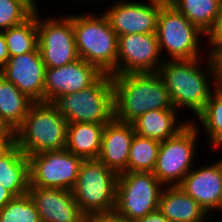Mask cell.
<instances>
[{
    "label": "cell",
    "instance_id": "6da1fadb",
    "mask_svg": "<svg viewBox=\"0 0 222 222\" xmlns=\"http://www.w3.org/2000/svg\"><path fill=\"white\" fill-rule=\"evenodd\" d=\"M202 58L164 60L157 72L173 107L177 111L187 109L194 115L190 122L204 110L210 95L217 88L211 56L205 55V60ZM202 61H206L204 65H201Z\"/></svg>",
    "mask_w": 222,
    "mask_h": 222
},
{
    "label": "cell",
    "instance_id": "7a4b0ae2",
    "mask_svg": "<svg viewBox=\"0 0 222 222\" xmlns=\"http://www.w3.org/2000/svg\"><path fill=\"white\" fill-rule=\"evenodd\" d=\"M114 119L131 123L153 110H176L157 72L112 76Z\"/></svg>",
    "mask_w": 222,
    "mask_h": 222
},
{
    "label": "cell",
    "instance_id": "3957f363",
    "mask_svg": "<svg viewBox=\"0 0 222 222\" xmlns=\"http://www.w3.org/2000/svg\"><path fill=\"white\" fill-rule=\"evenodd\" d=\"M88 13L72 15L79 58L93 64L102 73L117 76L118 36L103 12Z\"/></svg>",
    "mask_w": 222,
    "mask_h": 222
},
{
    "label": "cell",
    "instance_id": "277c9868",
    "mask_svg": "<svg viewBox=\"0 0 222 222\" xmlns=\"http://www.w3.org/2000/svg\"><path fill=\"white\" fill-rule=\"evenodd\" d=\"M67 124L50 102H34L14 131V143L27 157L65 149Z\"/></svg>",
    "mask_w": 222,
    "mask_h": 222
},
{
    "label": "cell",
    "instance_id": "5b68a950",
    "mask_svg": "<svg viewBox=\"0 0 222 222\" xmlns=\"http://www.w3.org/2000/svg\"><path fill=\"white\" fill-rule=\"evenodd\" d=\"M112 76L103 73L91 86L81 91L60 95L51 104L68 124H106L114 119Z\"/></svg>",
    "mask_w": 222,
    "mask_h": 222
},
{
    "label": "cell",
    "instance_id": "8992f818",
    "mask_svg": "<svg viewBox=\"0 0 222 222\" xmlns=\"http://www.w3.org/2000/svg\"><path fill=\"white\" fill-rule=\"evenodd\" d=\"M156 36L161 55L164 51L167 54L164 60H190L208 55L204 48L207 44L202 45L206 35L168 1L159 11Z\"/></svg>",
    "mask_w": 222,
    "mask_h": 222
},
{
    "label": "cell",
    "instance_id": "52a82bcc",
    "mask_svg": "<svg viewBox=\"0 0 222 222\" xmlns=\"http://www.w3.org/2000/svg\"><path fill=\"white\" fill-rule=\"evenodd\" d=\"M117 178L118 174L98 159L82 161L72 194L87 218L115 210Z\"/></svg>",
    "mask_w": 222,
    "mask_h": 222
},
{
    "label": "cell",
    "instance_id": "ba28073f",
    "mask_svg": "<svg viewBox=\"0 0 222 222\" xmlns=\"http://www.w3.org/2000/svg\"><path fill=\"white\" fill-rule=\"evenodd\" d=\"M201 126L191 121L176 136L161 142L154 175L163 186H178L195 163ZM201 133V135H200Z\"/></svg>",
    "mask_w": 222,
    "mask_h": 222
},
{
    "label": "cell",
    "instance_id": "9c48e42d",
    "mask_svg": "<svg viewBox=\"0 0 222 222\" xmlns=\"http://www.w3.org/2000/svg\"><path fill=\"white\" fill-rule=\"evenodd\" d=\"M163 187L153 172H122L117 178L115 211L137 222L158 210Z\"/></svg>",
    "mask_w": 222,
    "mask_h": 222
},
{
    "label": "cell",
    "instance_id": "30bf717a",
    "mask_svg": "<svg viewBox=\"0 0 222 222\" xmlns=\"http://www.w3.org/2000/svg\"><path fill=\"white\" fill-rule=\"evenodd\" d=\"M39 13L37 9L38 49L46 68L62 67L79 59L72 14L43 18Z\"/></svg>",
    "mask_w": 222,
    "mask_h": 222
},
{
    "label": "cell",
    "instance_id": "8fae6325",
    "mask_svg": "<svg viewBox=\"0 0 222 222\" xmlns=\"http://www.w3.org/2000/svg\"><path fill=\"white\" fill-rule=\"evenodd\" d=\"M30 185L72 190L83 159L62 150L44 151L28 156Z\"/></svg>",
    "mask_w": 222,
    "mask_h": 222
},
{
    "label": "cell",
    "instance_id": "7c38bea8",
    "mask_svg": "<svg viewBox=\"0 0 222 222\" xmlns=\"http://www.w3.org/2000/svg\"><path fill=\"white\" fill-rule=\"evenodd\" d=\"M156 33H132L118 37L117 76L155 73L164 62Z\"/></svg>",
    "mask_w": 222,
    "mask_h": 222
},
{
    "label": "cell",
    "instance_id": "4fadbf2b",
    "mask_svg": "<svg viewBox=\"0 0 222 222\" xmlns=\"http://www.w3.org/2000/svg\"><path fill=\"white\" fill-rule=\"evenodd\" d=\"M104 14L117 36L156 33L157 18L167 0H113Z\"/></svg>",
    "mask_w": 222,
    "mask_h": 222
},
{
    "label": "cell",
    "instance_id": "5bb4252c",
    "mask_svg": "<svg viewBox=\"0 0 222 222\" xmlns=\"http://www.w3.org/2000/svg\"><path fill=\"white\" fill-rule=\"evenodd\" d=\"M206 165L194 166L178 185L199 203L211 216L222 211V159Z\"/></svg>",
    "mask_w": 222,
    "mask_h": 222
},
{
    "label": "cell",
    "instance_id": "9a60e30c",
    "mask_svg": "<svg viewBox=\"0 0 222 222\" xmlns=\"http://www.w3.org/2000/svg\"><path fill=\"white\" fill-rule=\"evenodd\" d=\"M103 73L93 64L79 58L62 67L46 68L44 102L60 95L75 93L91 86Z\"/></svg>",
    "mask_w": 222,
    "mask_h": 222
},
{
    "label": "cell",
    "instance_id": "2e32d148",
    "mask_svg": "<svg viewBox=\"0 0 222 222\" xmlns=\"http://www.w3.org/2000/svg\"><path fill=\"white\" fill-rule=\"evenodd\" d=\"M45 70L39 49L10 57L0 75L34 102H44Z\"/></svg>",
    "mask_w": 222,
    "mask_h": 222
},
{
    "label": "cell",
    "instance_id": "e0dca14e",
    "mask_svg": "<svg viewBox=\"0 0 222 222\" xmlns=\"http://www.w3.org/2000/svg\"><path fill=\"white\" fill-rule=\"evenodd\" d=\"M28 194L35 203L41 222H87L72 190L29 186Z\"/></svg>",
    "mask_w": 222,
    "mask_h": 222
},
{
    "label": "cell",
    "instance_id": "ac0fdd59",
    "mask_svg": "<svg viewBox=\"0 0 222 222\" xmlns=\"http://www.w3.org/2000/svg\"><path fill=\"white\" fill-rule=\"evenodd\" d=\"M134 133L131 123L121 122L117 119L106 123L98 160L117 174L127 172L130 146Z\"/></svg>",
    "mask_w": 222,
    "mask_h": 222
},
{
    "label": "cell",
    "instance_id": "d6986e66",
    "mask_svg": "<svg viewBox=\"0 0 222 222\" xmlns=\"http://www.w3.org/2000/svg\"><path fill=\"white\" fill-rule=\"evenodd\" d=\"M159 211L170 222H210L208 212L179 186H164Z\"/></svg>",
    "mask_w": 222,
    "mask_h": 222
},
{
    "label": "cell",
    "instance_id": "ffe728a7",
    "mask_svg": "<svg viewBox=\"0 0 222 222\" xmlns=\"http://www.w3.org/2000/svg\"><path fill=\"white\" fill-rule=\"evenodd\" d=\"M0 185L14 196L24 195L29 190V160L14 142L0 152Z\"/></svg>",
    "mask_w": 222,
    "mask_h": 222
},
{
    "label": "cell",
    "instance_id": "44dd1931",
    "mask_svg": "<svg viewBox=\"0 0 222 222\" xmlns=\"http://www.w3.org/2000/svg\"><path fill=\"white\" fill-rule=\"evenodd\" d=\"M177 110H153L140 115L131 122L137 135L164 141L176 136L190 121H182ZM180 121H179V120Z\"/></svg>",
    "mask_w": 222,
    "mask_h": 222
},
{
    "label": "cell",
    "instance_id": "7402d4cb",
    "mask_svg": "<svg viewBox=\"0 0 222 222\" xmlns=\"http://www.w3.org/2000/svg\"><path fill=\"white\" fill-rule=\"evenodd\" d=\"M105 124H67L65 149L83 160L98 159Z\"/></svg>",
    "mask_w": 222,
    "mask_h": 222
},
{
    "label": "cell",
    "instance_id": "603a6c76",
    "mask_svg": "<svg viewBox=\"0 0 222 222\" xmlns=\"http://www.w3.org/2000/svg\"><path fill=\"white\" fill-rule=\"evenodd\" d=\"M34 103L26 94L0 75V118L14 132Z\"/></svg>",
    "mask_w": 222,
    "mask_h": 222
},
{
    "label": "cell",
    "instance_id": "cb8c5ba5",
    "mask_svg": "<svg viewBox=\"0 0 222 222\" xmlns=\"http://www.w3.org/2000/svg\"><path fill=\"white\" fill-rule=\"evenodd\" d=\"M205 35L220 12L222 0H167Z\"/></svg>",
    "mask_w": 222,
    "mask_h": 222
},
{
    "label": "cell",
    "instance_id": "d4e9b609",
    "mask_svg": "<svg viewBox=\"0 0 222 222\" xmlns=\"http://www.w3.org/2000/svg\"><path fill=\"white\" fill-rule=\"evenodd\" d=\"M193 123L196 126H202L204 137H206L208 145L213 151L222 148V88L217 87L212 92L204 110L195 118Z\"/></svg>",
    "mask_w": 222,
    "mask_h": 222
},
{
    "label": "cell",
    "instance_id": "484cf974",
    "mask_svg": "<svg viewBox=\"0 0 222 222\" xmlns=\"http://www.w3.org/2000/svg\"><path fill=\"white\" fill-rule=\"evenodd\" d=\"M3 33L9 57L35 51L38 48L37 10L29 19Z\"/></svg>",
    "mask_w": 222,
    "mask_h": 222
},
{
    "label": "cell",
    "instance_id": "4316f807",
    "mask_svg": "<svg viewBox=\"0 0 222 222\" xmlns=\"http://www.w3.org/2000/svg\"><path fill=\"white\" fill-rule=\"evenodd\" d=\"M161 142L134 133L127 171L153 172L159 153Z\"/></svg>",
    "mask_w": 222,
    "mask_h": 222
},
{
    "label": "cell",
    "instance_id": "83f0119b",
    "mask_svg": "<svg viewBox=\"0 0 222 222\" xmlns=\"http://www.w3.org/2000/svg\"><path fill=\"white\" fill-rule=\"evenodd\" d=\"M0 222H41L35 203L28 193L15 196L0 210Z\"/></svg>",
    "mask_w": 222,
    "mask_h": 222
},
{
    "label": "cell",
    "instance_id": "f1b7e54d",
    "mask_svg": "<svg viewBox=\"0 0 222 222\" xmlns=\"http://www.w3.org/2000/svg\"><path fill=\"white\" fill-rule=\"evenodd\" d=\"M36 10L27 0H0V32L23 23Z\"/></svg>",
    "mask_w": 222,
    "mask_h": 222
},
{
    "label": "cell",
    "instance_id": "f546056e",
    "mask_svg": "<svg viewBox=\"0 0 222 222\" xmlns=\"http://www.w3.org/2000/svg\"><path fill=\"white\" fill-rule=\"evenodd\" d=\"M204 39L208 40L207 43L209 45L205 48L209 56H211L218 48L222 47V6L214 25Z\"/></svg>",
    "mask_w": 222,
    "mask_h": 222
},
{
    "label": "cell",
    "instance_id": "4dcf8cb0",
    "mask_svg": "<svg viewBox=\"0 0 222 222\" xmlns=\"http://www.w3.org/2000/svg\"><path fill=\"white\" fill-rule=\"evenodd\" d=\"M87 222H133L115 210L106 213H98L87 218Z\"/></svg>",
    "mask_w": 222,
    "mask_h": 222
},
{
    "label": "cell",
    "instance_id": "1f68e13d",
    "mask_svg": "<svg viewBox=\"0 0 222 222\" xmlns=\"http://www.w3.org/2000/svg\"><path fill=\"white\" fill-rule=\"evenodd\" d=\"M211 59L214 66L216 85L222 88V47L218 48L212 55Z\"/></svg>",
    "mask_w": 222,
    "mask_h": 222
},
{
    "label": "cell",
    "instance_id": "d6a6232c",
    "mask_svg": "<svg viewBox=\"0 0 222 222\" xmlns=\"http://www.w3.org/2000/svg\"><path fill=\"white\" fill-rule=\"evenodd\" d=\"M14 142V132L0 118V143L11 144Z\"/></svg>",
    "mask_w": 222,
    "mask_h": 222
},
{
    "label": "cell",
    "instance_id": "836d02e7",
    "mask_svg": "<svg viewBox=\"0 0 222 222\" xmlns=\"http://www.w3.org/2000/svg\"><path fill=\"white\" fill-rule=\"evenodd\" d=\"M9 58V51L7 48L4 33L0 32V70L6 65Z\"/></svg>",
    "mask_w": 222,
    "mask_h": 222
},
{
    "label": "cell",
    "instance_id": "e575fe53",
    "mask_svg": "<svg viewBox=\"0 0 222 222\" xmlns=\"http://www.w3.org/2000/svg\"><path fill=\"white\" fill-rule=\"evenodd\" d=\"M137 222H170V221L158 209L140 218Z\"/></svg>",
    "mask_w": 222,
    "mask_h": 222
},
{
    "label": "cell",
    "instance_id": "d590c367",
    "mask_svg": "<svg viewBox=\"0 0 222 222\" xmlns=\"http://www.w3.org/2000/svg\"><path fill=\"white\" fill-rule=\"evenodd\" d=\"M14 197L8 189L0 185V210Z\"/></svg>",
    "mask_w": 222,
    "mask_h": 222
},
{
    "label": "cell",
    "instance_id": "8d00e7d4",
    "mask_svg": "<svg viewBox=\"0 0 222 222\" xmlns=\"http://www.w3.org/2000/svg\"><path fill=\"white\" fill-rule=\"evenodd\" d=\"M74 2H76V3H80V2H83L84 4L86 3V5L88 4V2L89 3H93V5L95 6V4L94 3H97V2H100L101 0H73ZM104 0H102L101 1V3L103 2Z\"/></svg>",
    "mask_w": 222,
    "mask_h": 222
},
{
    "label": "cell",
    "instance_id": "74e56055",
    "mask_svg": "<svg viewBox=\"0 0 222 222\" xmlns=\"http://www.w3.org/2000/svg\"><path fill=\"white\" fill-rule=\"evenodd\" d=\"M31 5H33L36 9H40V8H38V5H37V3H38V1L39 0H27ZM37 1V2H36Z\"/></svg>",
    "mask_w": 222,
    "mask_h": 222
},
{
    "label": "cell",
    "instance_id": "f35d334b",
    "mask_svg": "<svg viewBox=\"0 0 222 222\" xmlns=\"http://www.w3.org/2000/svg\"><path fill=\"white\" fill-rule=\"evenodd\" d=\"M7 145H10V144H2V143H0V152H1Z\"/></svg>",
    "mask_w": 222,
    "mask_h": 222
}]
</instances>
